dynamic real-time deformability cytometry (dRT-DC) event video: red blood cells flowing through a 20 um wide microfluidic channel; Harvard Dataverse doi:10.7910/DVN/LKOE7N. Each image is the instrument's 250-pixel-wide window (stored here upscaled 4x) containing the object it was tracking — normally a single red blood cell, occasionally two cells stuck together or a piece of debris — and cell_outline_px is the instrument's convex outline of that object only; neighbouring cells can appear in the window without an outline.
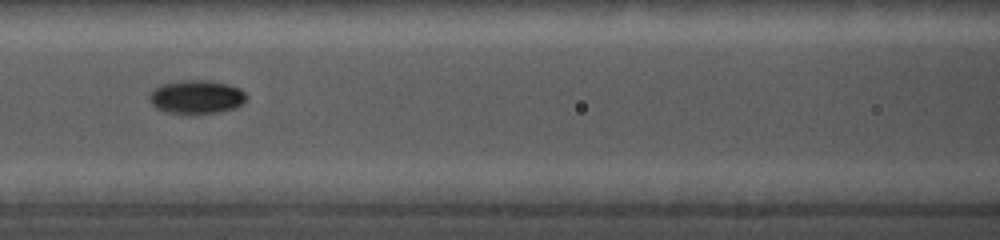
{"species": "common noctule bat (a hibernating species)", "species_latin": "Nyctalus noctula", "temperature_condition": "cold", "stored_images_in_passage": 20, "camera_frame_rate_fps": 5000, "um_per_image_px": 0.085, "animal": {"sex": "female", "body_mass_g": 19.0, "forearm_length_mm": 56.7}, "frame": {"image": 1, "passage_image": 15, "time_ms": 8.0, "image_size_px": [1000, 240], "cell_outline_px": [[248, 96], [236, 108], [220, 112], [168, 112], [156, 108], [148, 100], [148, 96], [160, 84], [180, 80], [208, 80], [228, 84], [240, 88]], "centroid_in_image_um": [16.7, 8.21], "position_along_channel_um": 149.9, "area_um2": 18.73}}
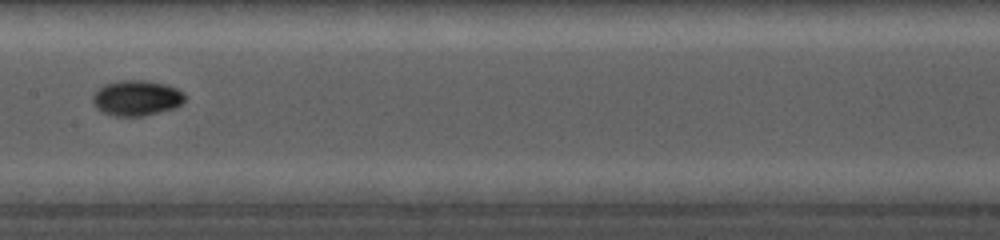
{"frame": {"image": 2, "passage_image": 17, "time_ms": 9.2, "image_size_px": [1000, 240], "cell_outline_px": [[184, 100], [176, 108], [140, 116], [116, 116], [104, 112], [96, 108], [92, 100], [92, 96], [104, 84], [120, 80], [144, 80], [164, 84], [176, 88], [184, 92]], "centroid_in_image_um": [11.61, 8.32], "position_along_channel_um": 195.8, "area_um2": 18.84}}
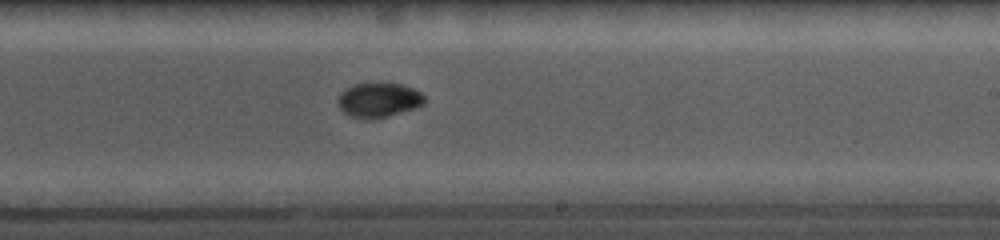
{"frame": {"image": 3, "passage_image": 20, "time_ms": 10.8, "image_size_px": [1000, 240], "cell_outline_px": [[424, 104], [388, 116], [372, 120], [368, 120], [352, 116], [344, 112], [340, 108], [340, 96], [348, 88], [356, 84], [400, 84], [412, 88], [420, 92], [424, 96]], "centroid_in_image_um": [32.22, 8.52], "position_along_channel_um": 256.8, "area_um2": 16.76}}